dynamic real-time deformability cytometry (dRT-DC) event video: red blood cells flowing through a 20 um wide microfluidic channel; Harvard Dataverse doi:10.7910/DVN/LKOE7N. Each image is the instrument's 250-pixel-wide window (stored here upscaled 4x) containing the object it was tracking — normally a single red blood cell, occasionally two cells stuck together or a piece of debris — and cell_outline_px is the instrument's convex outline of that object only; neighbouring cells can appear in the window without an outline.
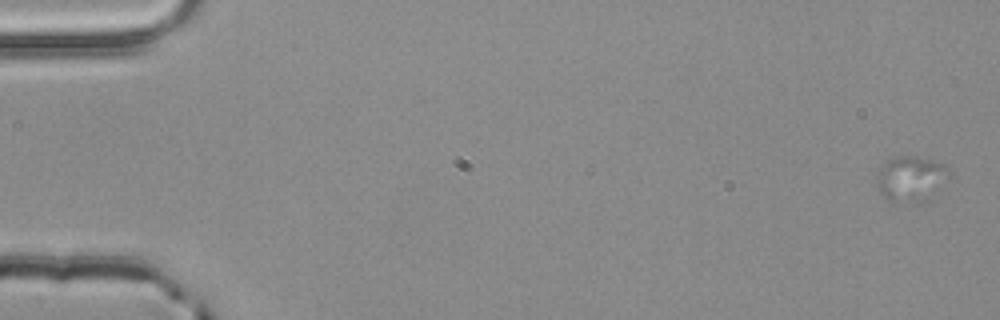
{"species": "common noctule bat (a hibernating species)", "species_latin": "Nyctalus noctula", "temperature_condition": "room temperature", "stored_images_in_passage": 24, "camera_frame_rate_fps": 3000, "um_per_image_px": 0.085, "animal": {"sex": "male", "body_mass_g": 20.4}, "frame": {"image": 1, "passage_image": 3, "time_ms": 0.667, "image_size_px": [1000, 320], "cell_outline_px": [[948, 172], [928, 200], [916, 204], [892, 204], [880, 192], [876, 184], [876, 172], [880, 164], [888, 156], [916, 156], [932, 160], [944, 164], [948, 168]], "centroid_in_image_um": [77.28, 15.2], "position_along_channel_um": 7.7, "area_um2": 19.59}}
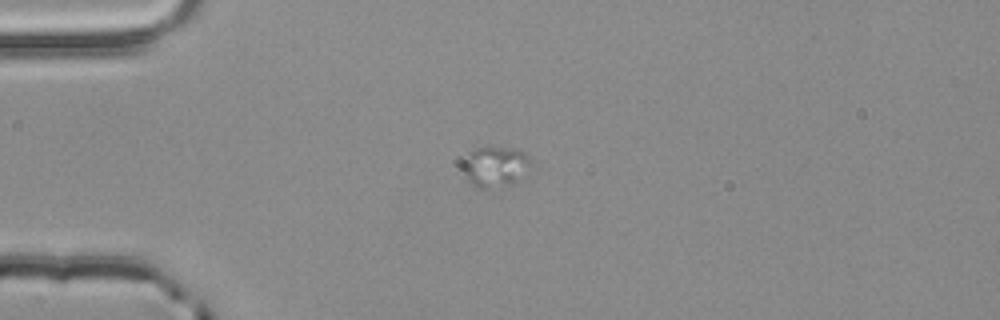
{"frame": {"image": 2, "passage_image": 17, "time_ms": 5.333, "image_size_px": [1000, 320], "cell_outline_px": [[532, 164], [512, 184], [500, 192], [472, 188], [464, 176], [464, 156], [468, 152], [476, 148], [488, 144], [492, 144], [516, 148], [524, 152], [532, 160]], "centroid_in_image_um": [42.05, 14.18], "position_along_channel_um": 42.9, "area_um2": 17.46}}
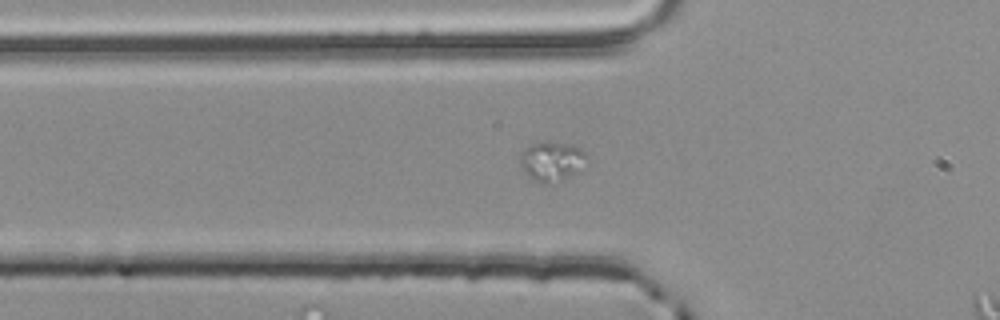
{"frame": {"image": 3, "passage_image": 22, "time_ms": 7.0, "image_size_px": [1000, 320], "cell_outline_px": [[588, 156], [580, 172], [560, 180], [544, 184], [532, 180], [524, 172], [520, 160], [520, 152], [524, 148], [532, 144], [568, 144], [580, 148]], "centroid_in_image_um": [46.9, 13.75], "position_along_channel_um": 78.9, "area_um2": 15.03}}